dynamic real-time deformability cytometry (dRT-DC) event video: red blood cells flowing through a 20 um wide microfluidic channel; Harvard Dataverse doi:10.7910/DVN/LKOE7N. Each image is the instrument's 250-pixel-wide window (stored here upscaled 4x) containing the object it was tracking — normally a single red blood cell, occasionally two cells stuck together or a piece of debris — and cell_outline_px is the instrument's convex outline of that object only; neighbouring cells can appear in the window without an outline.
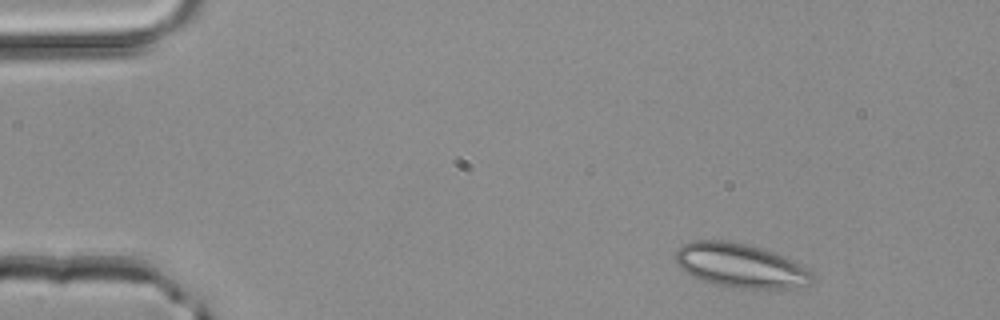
{"species": "common noctule bat (a hibernating species)", "species_latin": "Nyctalus noctula", "temperature_condition": "room temperature", "stored_images_in_passage": 3, "camera_frame_rate_fps": 3000, "um_per_image_px": 0.085, "animal": {"sex": "male", "body_mass_g": 20.4}, "frame": {"image": 1, "passage_image": 1, "time_ms": 0.0, "image_size_px": [1000, 320], "cell_outline_px": [[812, 280], [808, 284], [792, 288], [740, 288], [712, 284], [692, 276], [684, 272], [672, 260], [676, 252], [684, 244], [692, 240], [724, 240], [748, 244], [772, 252], [792, 260], [800, 264], [812, 272]], "centroid_in_image_um": [62.87, 22.57], "position_along_channel_um": 22.1, "area_um2": 35.08}}